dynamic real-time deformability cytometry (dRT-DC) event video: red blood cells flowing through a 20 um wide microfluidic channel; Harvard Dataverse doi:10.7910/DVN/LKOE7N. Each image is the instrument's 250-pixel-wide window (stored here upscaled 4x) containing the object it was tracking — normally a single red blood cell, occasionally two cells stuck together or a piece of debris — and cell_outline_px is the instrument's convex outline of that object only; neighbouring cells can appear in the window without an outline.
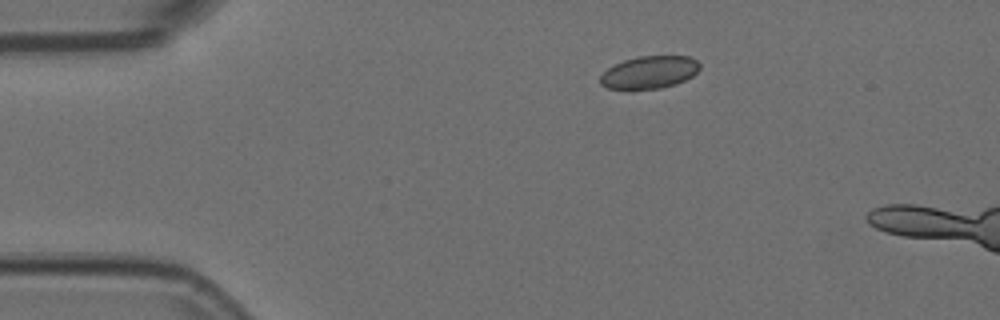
{"species": "Egyptian fruit bat (a non-hibernating species)", "species_latin": "Rousettus aegyptiacus", "temperature_condition": "room temperature", "stored_images_in_passage": 2, "camera_frame_rate_fps": 3000, "um_per_image_px": 0.085, "animal": {"sex": "female"}, "frame": {"image": 1, "passage_image": 1, "time_ms": 0.0, "image_size_px": [1000, 320], "cell_outline_px": [[700, 68], [692, 76], [676, 84], [660, 88], [628, 92], [608, 88], [600, 84], [600, 76], [608, 68], [624, 60], [640, 56], [688, 56], [696, 60], [700, 64]], "centroid_in_image_um": [55.16, 6.19], "position_along_channel_um": 29.8, "area_um2": 19.31}}